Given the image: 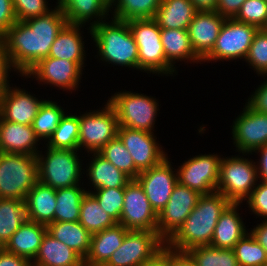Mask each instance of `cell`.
<instances>
[{"label": "cell", "mask_w": 267, "mask_h": 266, "mask_svg": "<svg viewBox=\"0 0 267 266\" xmlns=\"http://www.w3.org/2000/svg\"><path fill=\"white\" fill-rule=\"evenodd\" d=\"M66 24L64 12L58 6L44 15L16 21L2 37L12 68L24 76L48 57L52 43Z\"/></svg>", "instance_id": "1"}, {"label": "cell", "mask_w": 267, "mask_h": 266, "mask_svg": "<svg viewBox=\"0 0 267 266\" xmlns=\"http://www.w3.org/2000/svg\"><path fill=\"white\" fill-rule=\"evenodd\" d=\"M230 203L218 192L202 195L182 226L166 242V246L187 252L194 247L210 245L218 219Z\"/></svg>", "instance_id": "2"}, {"label": "cell", "mask_w": 267, "mask_h": 266, "mask_svg": "<svg viewBox=\"0 0 267 266\" xmlns=\"http://www.w3.org/2000/svg\"><path fill=\"white\" fill-rule=\"evenodd\" d=\"M89 27L101 60L139 69L138 46L128 22L112 18Z\"/></svg>", "instance_id": "3"}, {"label": "cell", "mask_w": 267, "mask_h": 266, "mask_svg": "<svg viewBox=\"0 0 267 266\" xmlns=\"http://www.w3.org/2000/svg\"><path fill=\"white\" fill-rule=\"evenodd\" d=\"M38 181L36 155L0 152V198L25 200Z\"/></svg>", "instance_id": "4"}, {"label": "cell", "mask_w": 267, "mask_h": 266, "mask_svg": "<svg viewBox=\"0 0 267 266\" xmlns=\"http://www.w3.org/2000/svg\"><path fill=\"white\" fill-rule=\"evenodd\" d=\"M129 28L138 46L139 69L154 73L173 74L165 58L161 43V28L154 18L128 21Z\"/></svg>", "instance_id": "5"}, {"label": "cell", "mask_w": 267, "mask_h": 266, "mask_svg": "<svg viewBox=\"0 0 267 266\" xmlns=\"http://www.w3.org/2000/svg\"><path fill=\"white\" fill-rule=\"evenodd\" d=\"M78 150L48 147L47 157L38 153L39 182L54 189L79 185L82 164L79 162Z\"/></svg>", "instance_id": "6"}, {"label": "cell", "mask_w": 267, "mask_h": 266, "mask_svg": "<svg viewBox=\"0 0 267 266\" xmlns=\"http://www.w3.org/2000/svg\"><path fill=\"white\" fill-rule=\"evenodd\" d=\"M258 172L253 161L239 156L222 158L216 192L223 194L231 203H242L256 187Z\"/></svg>", "instance_id": "7"}, {"label": "cell", "mask_w": 267, "mask_h": 266, "mask_svg": "<svg viewBox=\"0 0 267 266\" xmlns=\"http://www.w3.org/2000/svg\"><path fill=\"white\" fill-rule=\"evenodd\" d=\"M115 110L119 126L153 133L158 103L139 93L118 92L107 101Z\"/></svg>", "instance_id": "8"}, {"label": "cell", "mask_w": 267, "mask_h": 266, "mask_svg": "<svg viewBox=\"0 0 267 266\" xmlns=\"http://www.w3.org/2000/svg\"><path fill=\"white\" fill-rule=\"evenodd\" d=\"M165 245L157 232L129 230L120 248L103 266H143L154 259Z\"/></svg>", "instance_id": "9"}, {"label": "cell", "mask_w": 267, "mask_h": 266, "mask_svg": "<svg viewBox=\"0 0 267 266\" xmlns=\"http://www.w3.org/2000/svg\"><path fill=\"white\" fill-rule=\"evenodd\" d=\"M79 116V149L99 152L109 141L118 136V117L107 102L105 108Z\"/></svg>", "instance_id": "10"}, {"label": "cell", "mask_w": 267, "mask_h": 266, "mask_svg": "<svg viewBox=\"0 0 267 266\" xmlns=\"http://www.w3.org/2000/svg\"><path fill=\"white\" fill-rule=\"evenodd\" d=\"M256 26L226 18L212 51L202 61L246 59Z\"/></svg>", "instance_id": "11"}, {"label": "cell", "mask_w": 267, "mask_h": 266, "mask_svg": "<svg viewBox=\"0 0 267 266\" xmlns=\"http://www.w3.org/2000/svg\"><path fill=\"white\" fill-rule=\"evenodd\" d=\"M158 214L151 207L144 189L136 179L125 187L124 204L120 216L121 224L127 230L157 232Z\"/></svg>", "instance_id": "12"}, {"label": "cell", "mask_w": 267, "mask_h": 266, "mask_svg": "<svg viewBox=\"0 0 267 266\" xmlns=\"http://www.w3.org/2000/svg\"><path fill=\"white\" fill-rule=\"evenodd\" d=\"M201 196L199 192L179 182L176 184L169 201L158 214L157 233L165 242L182 226Z\"/></svg>", "instance_id": "13"}, {"label": "cell", "mask_w": 267, "mask_h": 266, "mask_svg": "<svg viewBox=\"0 0 267 266\" xmlns=\"http://www.w3.org/2000/svg\"><path fill=\"white\" fill-rule=\"evenodd\" d=\"M218 155H198L185 161L177 170L178 182L202 195L216 192L220 177Z\"/></svg>", "instance_id": "14"}, {"label": "cell", "mask_w": 267, "mask_h": 266, "mask_svg": "<svg viewBox=\"0 0 267 266\" xmlns=\"http://www.w3.org/2000/svg\"><path fill=\"white\" fill-rule=\"evenodd\" d=\"M171 168L173 167L166 157L158 165L140 172L136 178L157 214L166 206L178 183L177 173L174 174L175 171Z\"/></svg>", "instance_id": "15"}, {"label": "cell", "mask_w": 267, "mask_h": 266, "mask_svg": "<svg viewBox=\"0 0 267 266\" xmlns=\"http://www.w3.org/2000/svg\"><path fill=\"white\" fill-rule=\"evenodd\" d=\"M118 137L129 151L139 172L158 165L167 156L154 139V133L119 126Z\"/></svg>", "instance_id": "16"}, {"label": "cell", "mask_w": 267, "mask_h": 266, "mask_svg": "<svg viewBox=\"0 0 267 266\" xmlns=\"http://www.w3.org/2000/svg\"><path fill=\"white\" fill-rule=\"evenodd\" d=\"M242 112L232 126L234 144L243 155L252 154L267 144V114L256 112L247 104Z\"/></svg>", "instance_id": "17"}, {"label": "cell", "mask_w": 267, "mask_h": 266, "mask_svg": "<svg viewBox=\"0 0 267 266\" xmlns=\"http://www.w3.org/2000/svg\"><path fill=\"white\" fill-rule=\"evenodd\" d=\"M84 63H75L66 59L42 58L24 76H35L40 82L52 84L63 90H75L82 75Z\"/></svg>", "instance_id": "18"}, {"label": "cell", "mask_w": 267, "mask_h": 266, "mask_svg": "<svg viewBox=\"0 0 267 266\" xmlns=\"http://www.w3.org/2000/svg\"><path fill=\"white\" fill-rule=\"evenodd\" d=\"M225 17L216 11H197L187 32L195 54L203 60L213 49Z\"/></svg>", "instance_id": "19"}, {"label": "cell", "mask_w": 267, "mask_h": 266, "mask_svg": "<svg viewBox=\"0 0 267 266\" xmlns=\"http://www.w3.org/2000/svg\"><path fill=\"white\" fill-rule=\"evenodd\" d=\"M12 88L9 86L0 98V117L6 121L32 125L44 100L39 101L23 89Z\"/></svg>", "instance_id": "20"}, {"label": "cell", "mask_w": 267, "mask_h": 266, "mask_svg": "<svg viewBox=\"0 0 267 266\" xmlns=\"http://www.w3.org/2000/svg\"><path fill=\"white\" fill-rule=\"evenodd\" d=\"M39 141L32 125H22L0 117V152L36 155Z\"/></svg>", "instance_id": "21"}, {"label": "cell", "mask_w": 267, "mask_h": 266, "mask_svg": "<svg viewBox=\"0 0 267 266\" xmlns=\"http://www.w3.org/2000/svg\"><path fill=\"white\" fill-rule=\"evenodd\" d=\"M127 230L121 224L92 234L90 250L84 259V265L103 266L123 243Z\"/></svg>", "instance_id": "22"}, {"label": "cell", "mask_w": 267, "mask_h": 266, "mask_svg": "<svg viewBox=\"0 0 267 266\" xmlns=\"http://www.w3.org/2000/svg\"><path fill=\"white\" fill-rule=\"evenodd\" d=\"M240 203H230L220 215L215 227L211 246L219 249H233L248 232L240 219L237 208Z\"/></svg>", "instance_id": "23"}, {"label": "cell", "mask_w": 267, "mask_h": 266, "mask_svg": "<svg viewBox=\"0 0 267 266\" xmlns=\"http://www.w3.org/2000/svg\"><path fill=\"white\" fill-rule=\"evenodd\" d=\"M46 232V225L27 220L11 236L4 248L32 262L38 253Z\"/></svg>", "instance_id": "24"}, {"label": "cell", "mask_w": 267, "mask_h": 266, "mask_svg": "<svg viewBox=\"0 0 267 266\" xmlns=\"http://www.w3.org/2000/svg\"><path fill=\"white\" fill-rule=\"evenodd\" d=\"M28 220L48 225L54 222L56 189L37 182L25 198Z\"/></svg>", "instance_id": "25"}, {"label": "cell", "mask_w": 267, "mask_h": 266, "mask_svg": "<svg viewBox=\"0 0 267 266\" xmlns=\"http://www.w3.org/2000/svg\"><path fill=\"white\" fill-rule=\"evenodd\" d=\"M58 7L64 12L68 24L83 25L89 20L98 18L91 22V26L99 24L106 18L110 3L107 0H58ZM101 19V20H100Z\"/></svg>", "instance_id": "26"}, {"label": "cell", "mask_w": 267, "mask_h": 266, "mask_svg": "<svg viewBox=\"0 0 267 266\" xmlns=\"http://www.w3.org/2000/svg\"><path fill=\"white\" fill-rule=\"evenodd\" d=\"M34 261V262H33ZM32 266H83L84 260L70 247L56 240L48 232L43 237Z\"/></svg>", "instance_id": "27"}, {"label": "cell", "mask_w": 267, "mask_h": 266, "mask_svg": "<svg viewBox=\"0 0 267 266\" xmlns=\"http://www.w3.org/2000/svg\"><path fill=\"white\" fill-rule=\"evenodd\" d=\"M196 12L191 0H161L154 19L160 28L187 30Z\"/></svg>", "instance_id": "28"}, {"label": "cell", "mask_w": 267, "mask_h": 266, "mask_svg": "<svg viewBox=\"0 0 267 266\" xmlns=\"http://www.w3.org/2000/svg\"><path fill=\"white\" fill-rule=\"evenodd\" d=\"M47 232L56 240L70 247L83 260L88 255L92 234L79 221L52 222L47 225Z\"/></svg>", "instance_id": "29"}, {"label": "cell", "mask_w": 267, "mask_h": 266, "mask_svg": "<svg viewBox=\"0 0 267 266\" xmlns=\"http://www.w3.org/2000/svg\"><path fill=\"white\" fill-rule=\"evenodd\" d=\"M82 25L66 24L51 45L49 56L84 63V42L79 28Z\"/></svg>", "instance_id": "30"}, {"label": "cell", "mask_w": 267, "mask_h": 266, "mask_svg": "<svg viewBox=\"0 0 267 266\" xmlns=\"http://www.w3.org/2000/svg\"><path fill=\"white\" fill-rule=\"evenodd\" d=\"M94 158L87 169L89 179L95 189L126 187L132 180L124 172L116 168L99 152H94Z\"/></svg>", "instance_id": "31"}, {"label": "cell", "mask_w": 267, "mask_h": 266, "mask_svg": "<svg viewBox=\"0 0 267 266\" xmlns=\"http://www.w3.org/2000/svg\"><path fill=\"white\" fill-rule=\"evenodd\" d=\"M161 43L166 61L173 67L175 60L202 61L194 52L187 30L161 28ZM174 61V62H173Z\"/></svg>", "instance_id": "32"}, {"label": "cell", "mask_w": 267, "mask_h": 266, "mask_svg": "<svg viewBox=\"0 0 267 266\" xmlns=\"http://www.w3.org/2000/svg\"><path fill=\"white\" fill-rule=\"evenodd\" d=\"M28 220L25 200L0 198V247Z\"/></svg>", "instance_id": "33"}, {"label": "cell", "mask_w": 267, "mask_h": 266, "mask_svg": "<svg viewBox=\"0 0 267 266\" xmlns=\"http://www.w3.org/2000/svg\"><path fill=\"white\" fill-rule=\"evenodd\" d=\"M79 185L56 189L54 222H77L80 218L82 198L86 194Z\"/></svg>", "instance_id": "34"}, {"label": "cell", "mask_w": 267, "mask_h": 266, "mask_svg": "<svg viewBox=\"0 0 267 266\" xmlns=\"http://www.w3.org/2000/svg\"><path fill=\"white\" fill-rule=\"evenodd\" d=\"M79 222L91 234L117 224V222L100 207L97 199L90 192H86L82 198Z\"/></svg>", "instance_id": "35"}, {"label": "cell", "mask_w": 267, "mask_h": 266, "mask_svg": "<svg viewBox=\"0 0 267 266\" xmlns=\"http://www.w3.org/2000/svg\"><path fill=\"white\" fill-rule=\"evenodd\" d=\"M112 4L116 6L113 17L128 22L135 19L154 18L161 0H113L110 8Z\"/></svg>", "instance_id": "36"}, {"label": "cell", "mask_w": 267, "mask_h": 266, "mask_svg": "<svg viewBox=\"0 0 267 266\" xmlns=\"http://www.w3.org/2000/svg\"><path fill=\"white\" fill-rule=\"evenodd\" d=\"M56 102L44 100L40 105L37 115L32 122V128L37 138L50 139L57 129L64 111Z\"/></svg>", "instance_id": "37"}, {"label": "cell", "mask_w": 267, "mask_h": 266, "mask_svg": "<svg viewBox=\"0 0 267 266\" xmlns=\"http://www.w3.org/2000/svg\"><path fill=\"white\" fill-rule=\"evenodd\" d=\"M47 147L79 149V115H64L48 141Z\"/></svg>", "instance_id": "38"}, {"label": "cell", "mask_w": 267, "mask_h": 266, "mask_svg": "<svg viewBox=\"0 0 267 266\" xmlns=\"http://www.w3.org/2000/svg\"><path fill=\"white\" fill-rule=\"evenodd\" d=\"M198 266H239L233 249H219L211 245L187 251Z\"/></svg>", "instance_id": "39"}, {"label": "cell", "mask_w": 267, "mask_h": 266, "mask_svg": "<svg viewBox=\"0 0 267 266\" xmlns=\"http://www.w3.org/2000/svg\"><path fill=\"white\" fill-rule=\"evenodd\" d=\"M99 153L131 179H136L139 175L132 156L118 136L109 141Z\"/></svg>", "instance_id": "40"}, {"label": "cell", "mask_w": 267, "mask_h": 266, "mask_svg": "<svg viewBox=\"0 0 267 266\" xmlns=\"http://www.w3.org/2000/svg\"><path fill=\"white\" fill-rule=\"evenodd\" d=\"M233 250L239 266L267 265V253L251 233L244 235Z\"/></svg>", "instance_id": "41"}, {"label": "cell", "mask_w": 267, "mask_h": 266, "mask_svg": "<svg viewBox=\"0 0 267 266\" xmlns=\"http://www.w3.org/2000/svg\"><path fill=\"white\" fill-rule=\"evenodd\" d=\"M95 191L96 192H89L97 199L100 207L119 223L124 204L125 187L100 188Z\"/></svg>", "instance_id": "42"}, {"label": "cell", "mask_w": 267, "mask_h": 266, "mask_svg": "<svg viewBox=\"0 0 267 266\" xmlns=\"http://www.w3.org/2000/svg\"><path fill=\"white\" fill-rule=\"evenodd\" d=\"M260 75H267V31L258 29L245 59Z\"/></svg>", "instance_id": "43"}, {"label": "cell", "mask_w": 267, "mask_h": 266, "mask_svg": "<svg viewBox=\"0 0 267 266\" xmlns=\"http://www.w3.org/2000/svg\"><path fill=\"white\" fill-rule=\"evenodd\" d=\"M234 19L262 29L267 20V2L265 0H245Z\"/></svg>", "instance_id": "44"}, {"label": "cell", "mask_w": 267, "mask_h": 266, "mask_svg": "<svg viewBox=\"0 0 267 266\" xmlns=\"http://www.w3.org/2000/svg\"><path fill=\"white\" fill-rule=\"evenodd\" d=\"M12 3L17 21H25L50 11L46 0H12Z\"/></svg>", "instance_id": "45"}, {"label": "cell", "mask_w": 267, "mask_h": 266, "mask_svg": "<svg viewBox=\"0 0 267 266\" xmlns=\"http://www.w3.org/2000/svg\"><path fill=\"white\" fill-rule=\"evenodd\" d=\"M247 200L249 208L257 216L267 217V183H260L252 190L250 197ZM267 219V218H266Z\"/></svg>", "instance_id": "46"}, {"label": "cell", "mask_w": 267, "mask_h": 266, "mask_svg": "<svg viewBox=\"0 0 267 266\" xmlns=\"http://www.w3.org/2000/svg\"><path fill=\"white\" fill-rule=\"evenodd\" d=\"M16 21L12 0H0V38Z\"/></svg>", "instance_id": "47"}, {"label": "cell", "mask_w": 267, "mask_h": 266, "mask_svg": "<svg viewBox=\"0 0 267 266\" xmlns=\"http://www.w3.org/2000/svg\"><path fill=\"white\" fill-rule=\"evenodd\" d=\"M10 67H12V65L9 56L6 53L3 40L0 38V98L10 86L8 83V70L10 71Z\"/></svg>", "instance_id": "48"}, {"label": "cell", "mask_w": 267, "mask_h": 266, "mask_svg": "<svg viewBox=\"0 0 267 266\" xmlns=\"http://www.w3.org/2000/svg\"><path fill=\"white\" fill-rule=\"evenodd\" d=\"M247 105L256 112L267 114V80L248 99Z\"/></svg>", "instance_id": "49"}, {"label": "cell", "mask_w": 267, "mask_h": 266, "mask_svg": "<svg viewBox=\"0 0 267 266\" xmlns=\"http://www.w3.org/2000/svg\"><path fill=\"white\" fill-rule=\"evenodd\" d=\"M245 0H218L215 11L225 18H234Z\"/></svg>", "instance_id": "50"}, {"label": "cell", "mask_w": 267, "mask_h": 266, "mask_svg": "<svg viewBox=\"0 0 267 266\" xmlns=\"http://www.w3.org/2000/svg\"><path fill=\"white\" fill-rule=\"evenodd\" d=\"M0 266H32V264L26 258L0 247Z\"/></svg>", "instance_id": "51"}, {"label": "cell", "mask_w": 267, "mask_h": 266, "mask_svg": "<svg viewBox=\"0 0 267 266\" xmlns=\"http://www.w3.org/2000/svg\"><path fill=\"white\" fill-rule=\"evenodd\" d=\"M171 262L173 266H198L188 252L171 249Z\"/></svg>", "instance_id": "52"}, {"label": "cell", "mask_w": 267, "mask_h": 266, "mask_svg": "<svg viewBox=\"0 0 267 266\" xmlns=\"http://www.w3.org/2000/svg\"><path fill=\"white\" fill-rule=\"evenodd\" d=\"M253 152H260V161H259V166L256 165L257 172H258V178L263 182L267 183V144L264 145L263 147H259Z\"/></svg>", "instance_id": "53"}, {"label": "cell", "mask_w": 267, "mask_h": 266, "mask_svg": "<svg viewBox=\"0 0 267 266\" xmlns=\"http://www.w3.org/2000/svg\"><path fill=\"white\" fill-rule=\"evenodd\" d=\"M250 233L267 253V219L258 224Z\"/></svg>", "instance_id": "54"}, {"label": "cell", "mask_w": 267, "mask_h": 266, "mask_svg": "<svg viewBox=\"0 0 267 266\" xmlns=\"http://www.w3.org/2000/svg\"><path fill=\"white\" fill-rule=\"evenodd\" d=\"M143 266H173L171 262V248L165 245L163 250L154 259Z\"/></svg>", "instance_id": "55"}, {"label": "cell", "mask_w": 267, "mask_h": 266, "mask_svg": "<svg viewBox=\"0 0 267 266\" xmlns=\"http://www.w3.org/2000/svg\"><path fill=\"white\" fill-rule=\"evenodd\" d=\"M197 11H215L218 0H191Z\"/></svg>", "instance_id": "56"}, {"label": "cell", "mask_w": 267, "mask_h": 266, "mask_svg": "<svg viewBox=\"0 0 267 266\" xmlns=\"http://www.w3.org/2000/svg\"><path fill=\"white\" fill-rule=\"evenodd\" d=\"M262 30L267 31V20H266V23H265L264 27L262 28Z\"/></svg>", "instance_id": "57"}]
</instances>
